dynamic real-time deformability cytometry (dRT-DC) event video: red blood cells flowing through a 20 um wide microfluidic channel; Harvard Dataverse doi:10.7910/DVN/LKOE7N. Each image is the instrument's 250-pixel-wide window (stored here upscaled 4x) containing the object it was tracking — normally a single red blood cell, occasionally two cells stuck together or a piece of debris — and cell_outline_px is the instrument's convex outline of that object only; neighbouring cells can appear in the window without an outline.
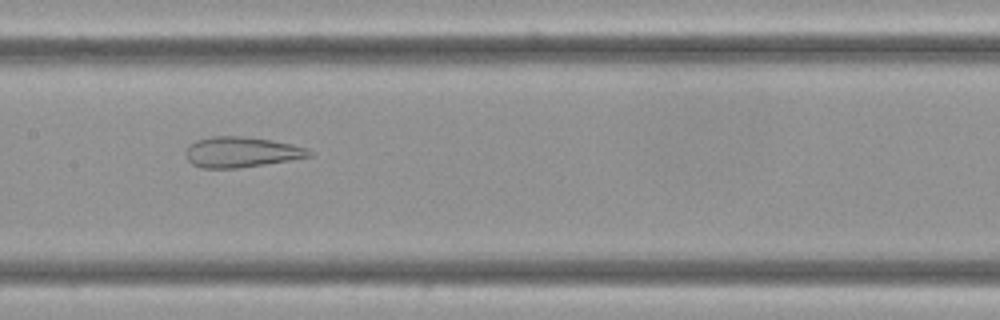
{"species": "Egyptian fruit bat (a non-hibernating species)", "species_latin": "Rousettus aegyptiacus", "temperature_condition": "cold", "stored_images_in_passage": 8, "camera_frame_rate_fps": 3000, "um_per_image_px": 0.085, "frame": {"image": 1, "passage_image": 7, "time_ms": 2.0, "image_size_px": [1000, 320], "cell_outline_px": [[312, 156], [288, 160], [236, 168], [204, 168], [192, 164], [184, 156], [184, 152], [196, 140], [212, 136], [240, 136], [272, 140], [292, 144], [308, 148], [312, 152]], "centroid_in_image_um": [20.5, 12.92], "position_along_channel_um": 186.9, "area_um2": 21.73}}
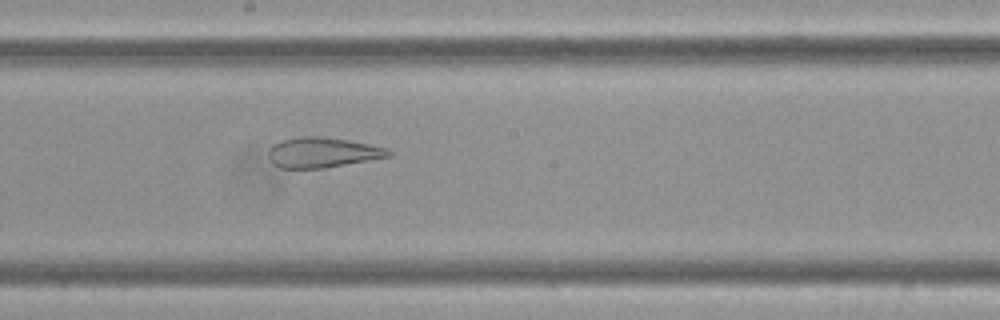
{"frame": {"image": 2, "passage_image": 8, "time_ms": 2.333, "image_size_px": [1000, 320], "cell_outline_px": [[392, 156], [324, 168], [280, 168], [272, 164], [268, 152], [272, 144], [296, 136], [320, 136], [348, 140], [368, 144], [384, 148], [392, 152]], "centroid_in_image_um": [27.38, 12.96], "position_along_channel_um": 220.8, "area_um2": 21.04}}